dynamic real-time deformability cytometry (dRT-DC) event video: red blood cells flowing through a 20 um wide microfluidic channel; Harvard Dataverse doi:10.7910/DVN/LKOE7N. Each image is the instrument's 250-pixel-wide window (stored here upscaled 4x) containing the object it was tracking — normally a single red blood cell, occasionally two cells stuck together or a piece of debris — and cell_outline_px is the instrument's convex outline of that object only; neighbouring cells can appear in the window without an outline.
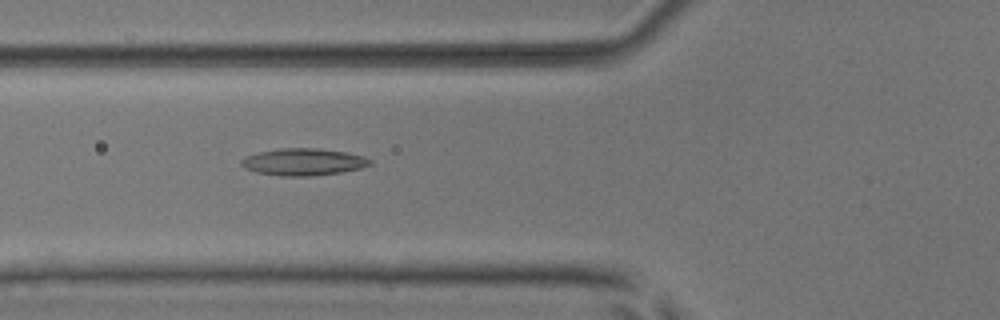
{"species": "common noctule bat (a hibernating species)", "species_latin": "Nyctalus noctula", "temperature_condition": "room temperature", "stored_images_in_passage": 44, "camera_frame_rate_fps": 3000, "um_per_image_px": 0.085, "animal": {"sex": "male", "body_mass_g": 17.9, "forearm_length_mm": 54.2}, "frame": {"image": 1, "passage_image": 14, "time_ms": 4.333, "image_size_px": [1000, 320], "cell_outline_px": [[372, 164], [360, 168], [340, 172], [312, 176], [280, 176], [256, 172], [244, 168], [240, 164], [240, 160], [244, 156], [260, 152], [280, 148], [320, 148], [344, 152], [364, 156], [372, 160]], "centroid_in_image_um": [25.76, 13.76], "position_along_channel_um": 100.0, "area_um2": 20.35}}
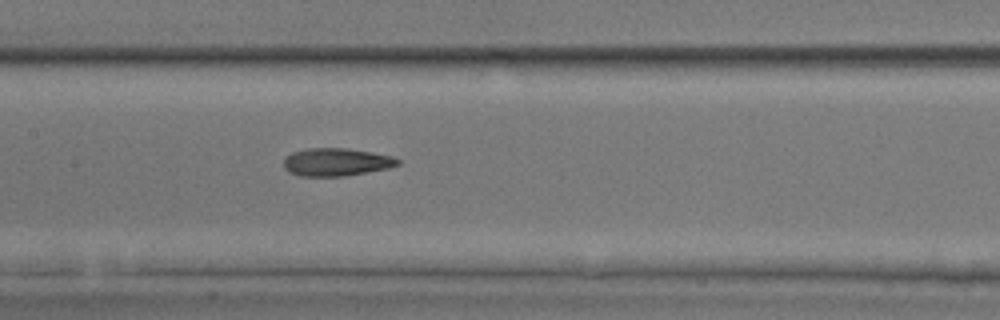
{"frame": {"image": 2, "passage_image": 20, "time_ms": 6.333, "image_size_px": [1000, 320], "cell_outline_px": [[400, 164], [388, 168], [344, 176], [300, 176], [288, 172], [284, 168], [284, 160], [292, 152], [308, 148], [348, 148], [372, 152], [392, 156], [400, 160]], "centroid_in_image_um": [28.58, 13.77], "position_along_channel_um": 178.8, "area_um2": 18.5}}
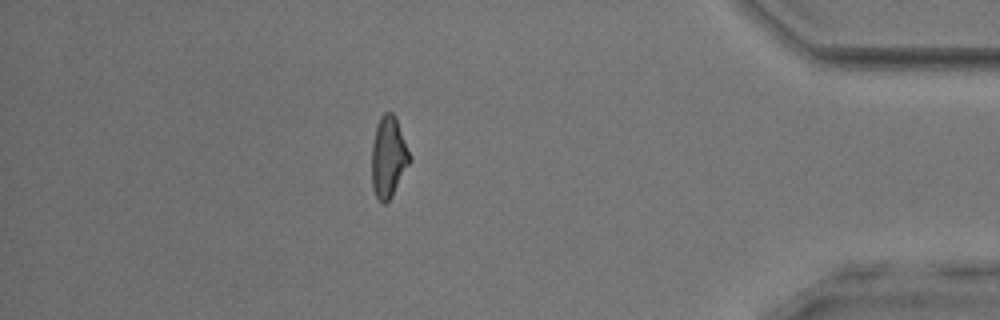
{"frame": {"image": 3, "passage_image": 40, "time_ms": 13.0, "image_size_px": [1000, 320], "cell_outline_px": [[412, 160], [392, 196], [384, 204], [376, 196], [372, 188], [372, 144], [376, 124], [380, 116], [384, 112], [392, 112], [396, 116], [412, 156]], "centroid_in_image_um": [33.04, 13.31], "position_along_channel_um": 402.2, "area_um2": 18.26}}